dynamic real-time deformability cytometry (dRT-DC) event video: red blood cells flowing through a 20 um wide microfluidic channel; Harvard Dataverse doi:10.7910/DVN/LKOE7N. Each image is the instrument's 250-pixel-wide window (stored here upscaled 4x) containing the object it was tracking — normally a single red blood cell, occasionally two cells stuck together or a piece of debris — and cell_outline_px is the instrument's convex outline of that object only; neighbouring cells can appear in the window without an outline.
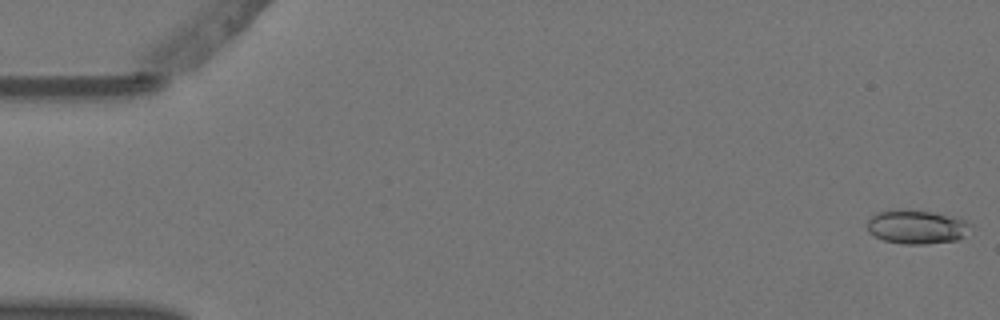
{"species": "Egyptian fruit bat (a non-hibernating species)", "species_latin": "Rousettus aegyptiacus", "temperature_condition": "warm", "stored_images_in_passage": 5, "camera_frame_rate_fps": 3000, "um_per_image_px": 0.085, "animal": {"sex": "female"}, "frame": {"image": 1, "passage_image": 1, "time_ms": 0.0, "image_size_px": [1000, 320], "cell_outline_px": [[972, 224], [956, 240], [924, 244], [904, 244], [884, 240], [868, 232], [868, 220], [876, 212], [900, 208], [932, 212], [956, 216], [968, 220]], "centroid_in_image_um": [77.89, 19.25], "position_along_channel_um": 7.1, "area_um2": 20.4}}
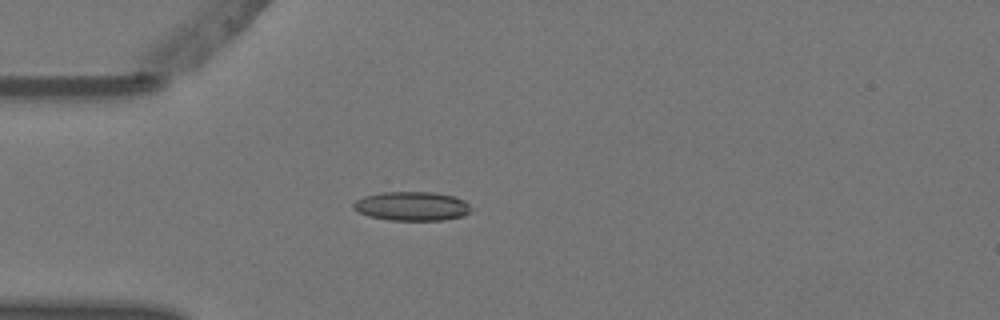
{"frame": {"image": 2, "passage_image": 5, "time_ms": 1.333, "image_size_px": [1000, 320], "cell_outline_px": [[472, 212], [464, 216], [444, 220], [388, 220], [368, 216], [352, 208], [352, 204], [356, 200], [364, 196], [380, 192], [432, 192], [456, 196], [464, 200], [468, 204]], "centroid_in_image_um": [35.02, 17.52], "position_along_channel_um": 50.0, "area_um2": 20.11}}